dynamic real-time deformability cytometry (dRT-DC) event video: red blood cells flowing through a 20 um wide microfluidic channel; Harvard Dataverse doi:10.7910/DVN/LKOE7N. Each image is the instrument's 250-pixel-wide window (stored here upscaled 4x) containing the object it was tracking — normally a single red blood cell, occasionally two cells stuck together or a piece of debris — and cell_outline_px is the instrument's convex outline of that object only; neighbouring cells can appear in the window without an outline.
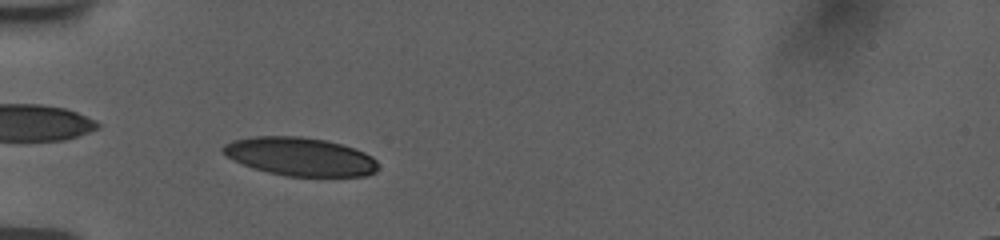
{"species": "human", "species_latin": "Homo sapiens", "temperature_condition": "room temperature", "stored_images_in_passage": 47, "camera_frame_rate_fps": 3000, "um_per_image_px": 0.085, "donor": {"sex": "female"}, "frame": {"image": 1, "passage_image": 10, "time_ms": 3.0, "image_size_px": [1000, 240], "cell_outline_px": [[376, 172], [364, 176], [284, 176], [252, 168], [232, 160], [220, 148], [224, 144], [232, 140], [252, 136], [300, 136], [324, 140], [340, 144], [364, 152], [372, 156], [376, 160]], "centroid_in_image_um": [25.46, 13.31], "position_along_channel_um": 59.5, "area_um2": 34.62}}
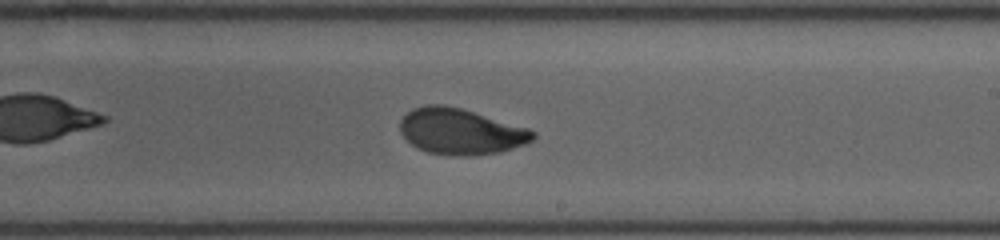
{"frame": {"image": 2, "passage_image": 26, "time_ms": 8.333, "image_size_px": [1000, 240], "cell_outline_px": [[536, 136], [532, 140], [524, 144], [500, 152], [476, 156], [460, 156], [428, 152], [416, 148], [400, 132], [400, 120], [412, 108], [428, 104], [444, 104], [460, 108], [528, 128], [536, 132]], "centroid_in_image_um": [39.14, 11.18], "position_along_channel_um": 249.9, "area_um2": 35.49}}
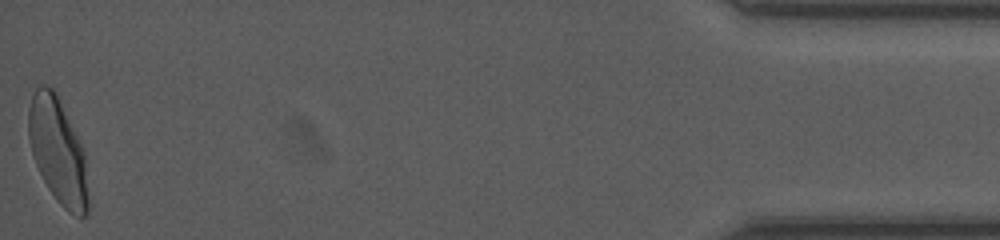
{"frame": {"image": 3, "passage_image": 47, "time_ms": 15.333, "image_size_px": [1000, 240], "cell_outline_px": [[88, 212], [84, 216], [80, 216], [68, 212], [56, 200], [48, 188], [36, 164], [32, 152], [28, 136], [28, 108], [32, 96], [36, 88], [40, 84], [44, 84], [52, 88], [56, 92], [84, 152], [88, 196]], "centroid_in_image_um": [4.9, 12.82], "position_along_channel_um": 430.3, "area_um2": 36.24}, "authors_computed_cell_mechanics": {"area_um2": 35.2002, "velocity_mm_per_s": 3.7567, "shape_relaxation_time_tau1_ms": 4.2398, "shape_relaxation_time_tau2_ms": 0.9424, "deformation_change_tau1": 0.1676, "deformation_change_tau2": 0.0572}}